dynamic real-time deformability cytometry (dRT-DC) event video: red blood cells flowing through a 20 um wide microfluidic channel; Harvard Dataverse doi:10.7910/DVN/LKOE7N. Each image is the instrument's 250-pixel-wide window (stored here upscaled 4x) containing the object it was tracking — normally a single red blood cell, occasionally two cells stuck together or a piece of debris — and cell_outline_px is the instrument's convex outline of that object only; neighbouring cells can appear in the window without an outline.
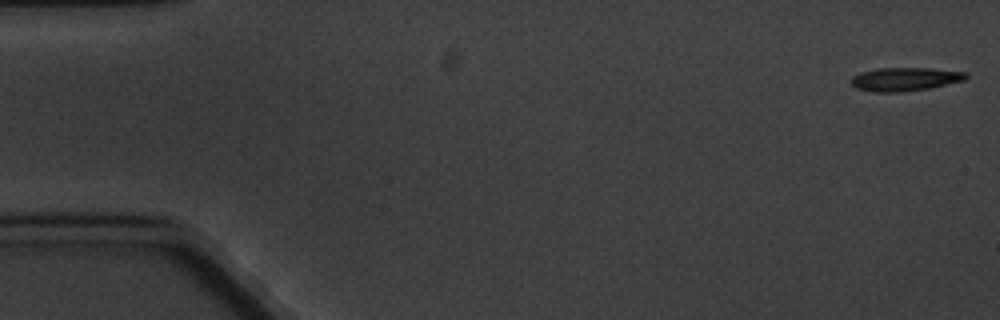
{"species": "common noctule bat (a hibernating species)", "species_latin": "Nyctalus noctula", "temperature_condition": "cold", "stored_images_in_passage": 7, "camera_frame_rate_fps": 3000, "um_per_image_px": 0.085, "animal": {"sex": "male", "body_mass_g": 20.1, "forearm_length_mm": 53.5}, "frame": {"image": 1, "passage_image": 1, "time_ms": 0.0, "image_size_px": [1000, 320], "cell_outline_px": [[968, 76], [964, 80], [928, 88], [900, 92], [872, 92], [856, 88], [848, 80], [852, 76], [860, 72], [880, 68], [932, 68], [968, 72]], "centroid_in_image_um": [76.89, 6.72], "position_along_channel_um": 8.1, "area_um2": 15.78}}
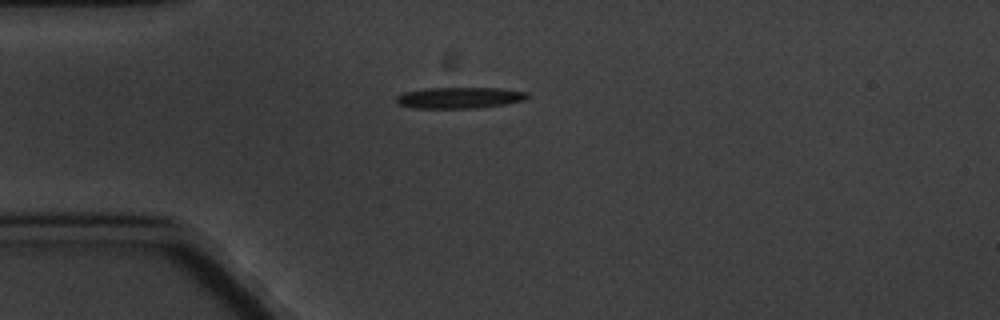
{"frame": {"image": 2, "passage_image": 5, "time_ms": 4.667, "image_size_px": [1000, 320], "cell_outline_px": [[528, 96], [524, 100], [508, 104], [480, 108], [412, 108], [396, 104], [396, 96], [404, 92], [424, 88], [500, 88], [528, 92]], "centroid_in_image_um": [39.04, 8.31], "position_along_channel_um": 46.0, "area_um2": 16.42}}